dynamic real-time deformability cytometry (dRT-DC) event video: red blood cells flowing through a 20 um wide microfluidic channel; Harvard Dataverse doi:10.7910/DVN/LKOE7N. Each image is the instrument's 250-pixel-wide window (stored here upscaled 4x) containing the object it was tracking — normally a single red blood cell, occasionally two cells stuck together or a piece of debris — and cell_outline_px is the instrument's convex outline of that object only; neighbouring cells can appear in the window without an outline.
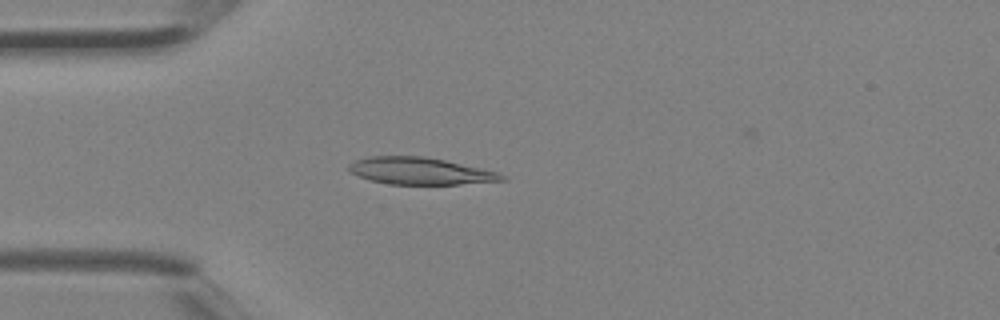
{"species": "Egyptian fruit bat (a non-hibernating species)", "species_latin": "Rousettus aegyptiacus", "temperature_condition": "room temperature", "stored_images_in_passage": 4, "camera_frame_rate_fps": 3000, "um_per_image_px": 0.085, "animal": {"sex": "female"}, "frame": {"image": 1, "passage_image": 4, "time_ms": 1.0, "image_size_px": [1000, 320], "cell_outline_px": [[508, 180], [460, 184], [388, 184], [368, 180], [352, 172], [348, 168], [348, 164], [356, 160], [372, 156], [424, 156], [444, 160], [480, 168], [496, 172], [508, 176]], "centroid_in_image_um": [35.72, 14.54], "position_along_channel_um": 49.3, "area_um2": 23.93}}